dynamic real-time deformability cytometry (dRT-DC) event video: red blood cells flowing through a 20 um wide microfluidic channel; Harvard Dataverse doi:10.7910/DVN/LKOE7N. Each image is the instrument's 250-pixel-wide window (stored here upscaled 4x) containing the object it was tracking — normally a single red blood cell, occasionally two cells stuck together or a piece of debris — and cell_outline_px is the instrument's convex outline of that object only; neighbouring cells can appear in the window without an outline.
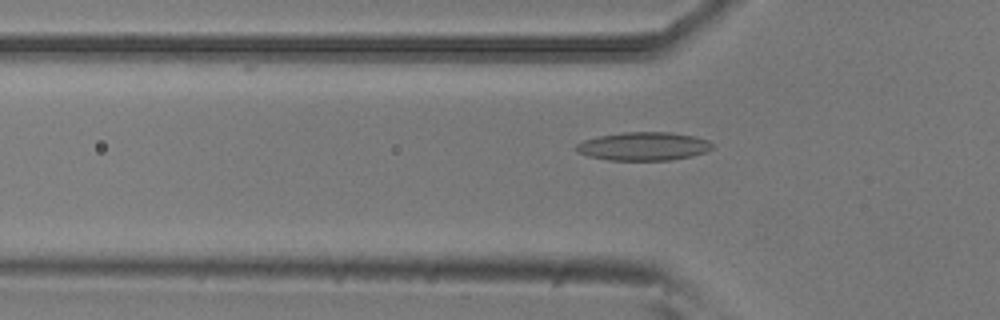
{"species": "common noctule bat (a hibernating species)", "species_latin": "Nyctalus noctula", "temperature_condition": "room temperature", "stored_images_in_passage": 53, "camera_frame_rate_fps": 3000, "um_per_image_px": 0.085, "animal": {"sex": "male", "body_mass_g": 20.5, "forearm_length_mm": 52.5}, "frame": {"image": 1, "passage_image": 17, "time_ms": 5.333, "image_size_px": [1000, 320], "cell_outline_px": [[712, 148], [704, 152], [692, 156], [672, 160], [608, 160], [588, 156], [576, 152], [572, 148], [576, 144], [584, 140], [600, 136], [624, 132], [668, 132], [696, 136], [708, 140], [712, 144]], "centroid_in_image_um": [54.67, 12.44], "position_along_channel_um": 71.1, "area_um2": 22.6}}
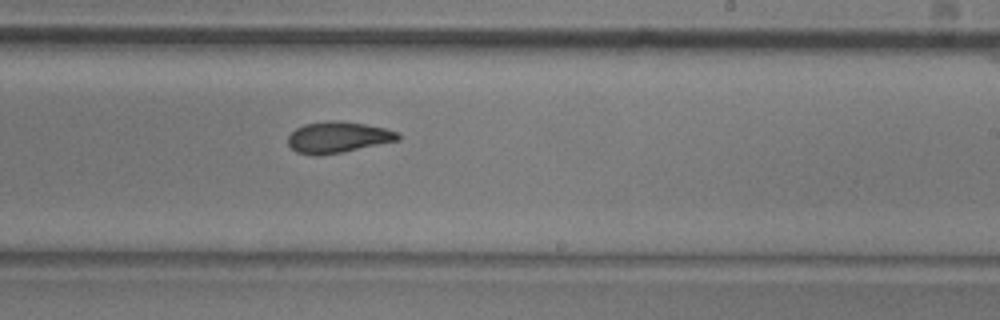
{"frame": {"image": 2, "passage_image": 32, "time_ms": 10.333, "image_size_px": [1000, 320], "cell_outline_px": [[400, 140], [320, 156], [316, 156], [296, 152], [288, 144], [288, 136], [296, 128], [304, 124], [324, 120], [336, 120], [364, 124], [384, 128], [400, 132]], "centroid_in_image_um": [28.71, 11.66], "position_along_channel_um": 260.3, "area_um2": 20.0}}
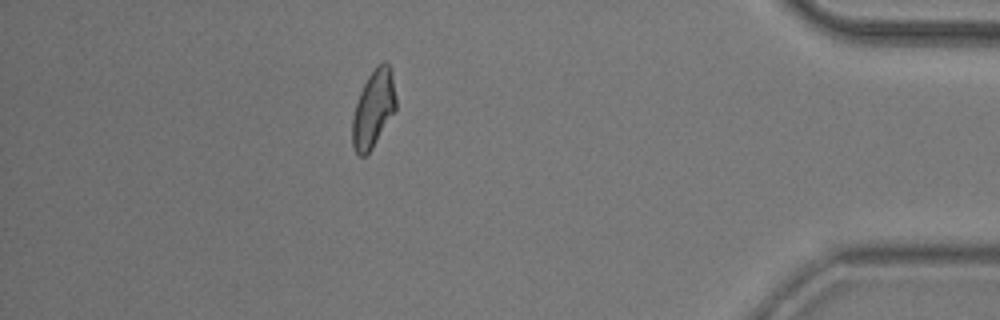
{"frame": {"image": 3, "passage_image": 47, "time_ms": 15.333, "image_size_px": [1000, 320], "cell_outline_px": [[396, 108], [372, 148], [364, 156], [360, 156], [356, 152], [352, 144], [352, 120], [356, 104], [360, 92], [368, 76], [376, 64], [380, 60], [384, 60], [392, 68], [396, 96]], "centroid_in_image_um": [31.75, 9.17], "position_along_channel_um": 403.4, "area_um2": 19.65}, "authors_computed_cell_mechanics": {"area_um2": 20.1722, "velocity_mm_per_s": 3.7647, "shape_relaxation_time_tau1_ms": null, "shape_relaxation_time_tau2_ms": 2.9796, "deformation_change_tau1": null, "deformation_change_tau2": 0.1024}}